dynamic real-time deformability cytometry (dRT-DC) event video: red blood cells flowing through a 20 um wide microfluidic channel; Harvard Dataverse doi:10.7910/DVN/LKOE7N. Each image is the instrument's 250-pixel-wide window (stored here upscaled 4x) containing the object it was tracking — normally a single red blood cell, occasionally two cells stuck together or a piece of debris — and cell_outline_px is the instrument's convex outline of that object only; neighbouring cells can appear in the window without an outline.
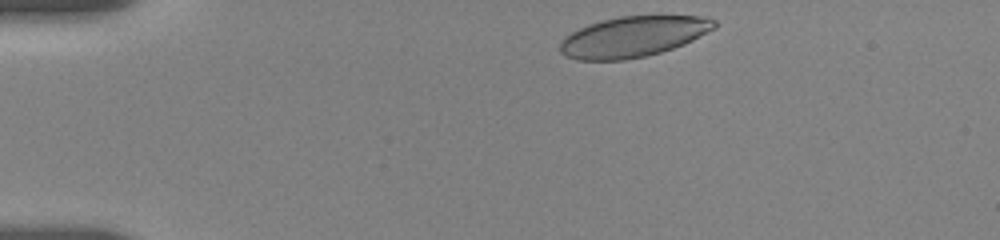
{"species": "human", "species_latin": "Homo sapiens", "temperature_condition": "room temperature", "stored_images_in_passage": 37, "camera_frame_rate_fps": 3000, "um_per_image_px": 0.085, "donor": {"sex": "female"}, "frame": {"image": 1, "passage_image": 1, "time_ms": 0.0, "image_size_px": [1000, 240], "cell_outline_px": [[716, 28], [684, 44], [660, 52], [644, 56], [624, 60], [576, 60], [564, 56], [560, 52], [560, 40], [564, 36], [588, 24], [600, 20], [620, 16], [700, 16], [716, 20]], "centroid_in_image_um": [53.78, 3.12], "position_along_channel_um": 31.2, "area_um2": 36.53}}
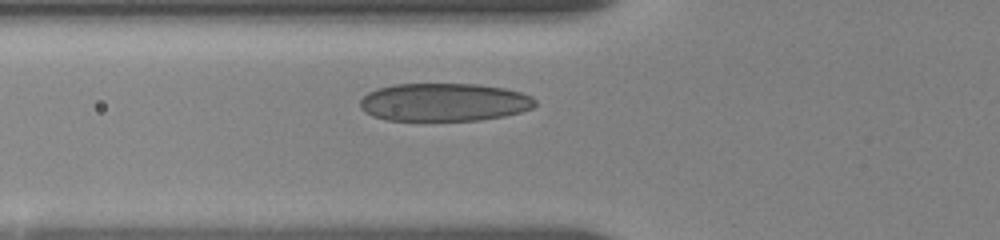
{"frame": {"image": 2, "passage_image": 21, "time_ms": 3.333, "image_size_px": [1000, 240], "cell_outline_px": [[536, 104], [532, 108], [520, 112], [504, 116], [480, 120], [424, 124], [384, 120], [372, 116], [364, 112], [360, 108], [360, 100], [368, 92], [376, 88], [392, 84], [480, 84], [504, 88], [520, 92], [532, 96], [536, 100]], "centroid_in_image_um": [37.68, 8.74], "position_along_channel_um": 88.1, "area_um2": 40.46}}
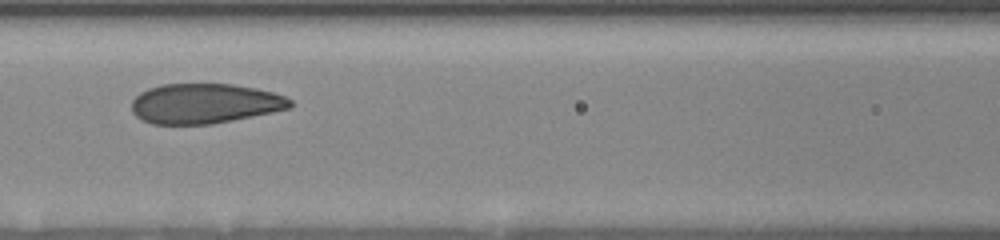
{"frame": {"image": 3, "passage_image": 31, "time_ms": 5.0, "image_size_px": [1000, 240], "cell_outline_px": [[292, 108], [212, 124], [152, 124], [140, 120], [132, 112], [132, 100], [140, 92], [148, 88], [160, 84], [232, 84], [256, 88], [272, 92], [284, 96], [292, 100]], "centroid_in_image_um": [17.38, 8.8], "position_along_channel_um": 149.2, "area_um2": 37.05}}